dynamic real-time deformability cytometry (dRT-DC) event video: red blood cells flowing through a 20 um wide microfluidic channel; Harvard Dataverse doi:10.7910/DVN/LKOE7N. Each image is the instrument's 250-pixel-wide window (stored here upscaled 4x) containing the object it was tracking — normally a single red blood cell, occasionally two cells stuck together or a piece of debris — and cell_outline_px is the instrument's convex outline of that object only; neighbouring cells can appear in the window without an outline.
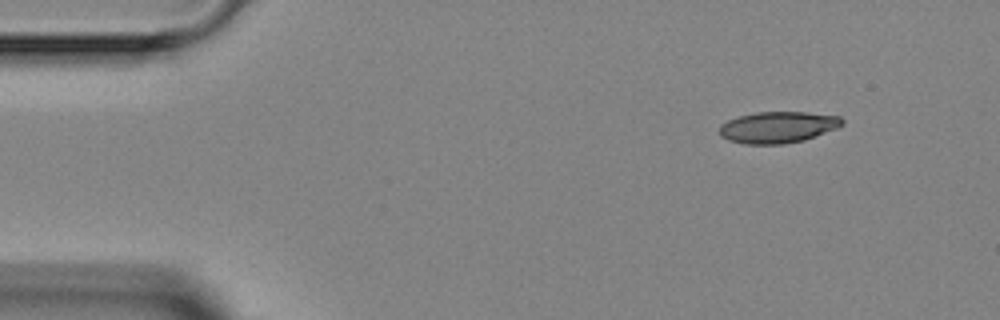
{"species": "Egyptian fruit bat (a non-hibernating species)", "species_latin": "Rousettus aegyptiacus", "temperature_condition": "room temperature", "stored_images_in_passage": 4, "camera_frame_rate_fps": 3000, "um_per_image_px": 0.085, "animal": {"sex": "female"}, "frame": {"image": 1, "passage_image": 1, "time_ms": 0.0, "image_size_px": [1000, 320], "cell_outline_px": [[844, 124], [836, 128], [816, 136], [804, 140], [784, 144], [744, 144], [728, 140], [720, 136], [720, 124], [728, 120], [740, 116], [756, 112], [808, 112], [840, 116], [844, 120]], "centroid_in_image_um": [66.13, 10.81], "position_along_channel_um": 18.9, "area_um2": 22.54}}
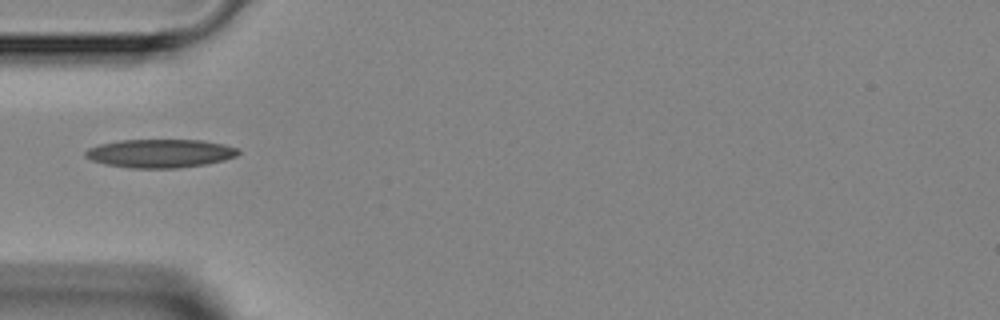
{"frame": {"image": 2, "passage_image": 3, "time_ms": 3.333, "image_size_px": [1000, 320], "cell_outline_px": [[240, 152], [236, 156], [224, 160], [208, 164], [176, 168], [128, 168], [104, 164], [92, 160], [84, 156], [84, 152], [88, 148], [100, 144], [120, 140], [204, 140], [224, 144], [240, 148]], "centroid_in_image_um": [13.63, 13.04], "position_along_channel_um": 71.4, "area_um2": 25.61}}
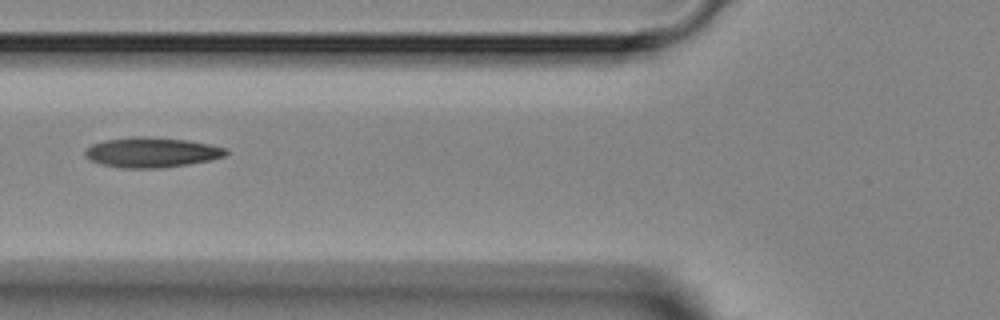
{"frame": {"image": 3, "passage_image": 4, "time_ms": 4.333, "image_size_px": [1000, 320], "cell_outline_px": [[228, 152], [224, 156], [208, 160], [188, 164], [160, 168], [124, 168], [100, 164], [84, 156], [84, 152], [92, 144], [104, 140], [132, 136], [148, 136], [188, 140], [208, 144], [224, 148]], "centroid_in_image_um": [12.85, 12.94], "position_along_channel_um": 113.0, "area_um2": 24.57}}